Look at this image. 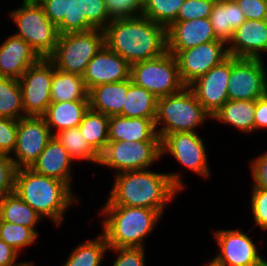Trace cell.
<instances>
[{"label": "cell", "mask_w": 267, "mask_h": 266, "mask_svg": "<svg viewBox=\"0 0 267 266\" xmlns=\"http://www.w3.org/2000/svg\"><path fill=\"white\" fill-rule=\"evenodd\" d=\"M115 175L113 188L104 206L146 207L163 215L166 204L185 187L180 172L167 174L145 169Z\"/></svg>", "instance_id": "1"}, {"label": "cell", "mask_w": 267, "mask_h": 266, "mask_svg": "<svg viewBox=\"0 0 267 266\" xmlns=\"http://www.w3.org/2000/svg\"><path fill=\"white\" fill-rule=\"evenodd\" d=\"M103 30L105 45L130 65L167 51L166 28L143 15L112 19Z\"/></svg>", "instance_id": "2"}, {"label": "cell", "mask_w": 267, "mask_h": 266, "mask_svg": "<svg viewBox=\"0 0 267 266\" xmlns=\"http://www.w3.org/2000/svg\"><path fill=\"white\" fill-rule=\"evenodd\" d=\"M72 191L56 178L38 174L30 168L16 169L14 192L42 218L52 219L56 226L64 220L69 206L79 201Z\"/></svg>", "instance_id": "3"}, {"label": "cell", "mask_w": 267, "mask_h": 266, "mask_svg": "<svg viewBox=\"0 0 267 266\" xmlns=\"http://www.w3.org/2000/svg\"><path fill=\"white\" fill-rule=\"evenodd\" d=\"M103 235L109 248L145 247L144 239L154 230L162 214L152 208L103 206Z\"/></svg>", "instance_id": "4"}, {"label": "cell", "mask_w": 267, "mask_h": 266, "mask_svg": "<svg viewBox=\"0 0 267 266\" xmlns=\"http://www.w3.org/2000/svg\"><path fill=\"white\" fill-rule=\"evenodd\" d=\"M208 118L211 120L212 116L197 100L189 86L177 93L158 98L155 126L160 138L176 132H196L195 128Z\"/></svg>", "instance_id": "5"}, {"label": "cell", "mask_w": 267, "mask_h": 266, "mask_svg": "<svg viewBox=\"0 0 267 266\" xmlns=\"http://www.w3.org/2000/svg\"><path fill=\"white\" fill-rule=\"evenodd\" d=\"M9 16L17 26L16 36L25 40L40 58H49L55 51L59 33L37 0H23L20 8Z\"/></svg>", "instance_id": "6"}, {"label": "cell", "mask_w": 267, "mask_h": 266, "mask_svg": "<svg viewBox=\"0 0 267 266\" xmlns=\"http://www.w3.org/2000/svg\"><path fill=\"white\" fill-rule=\"evenodd\" d=\"M104 45L103 29L61 34L49 59L55 68L82 76L88 63Z\"/></svg>", "instance_id": "7"}, {"label": "cell", "mask_w": 267, "mask_h": 266, "mask_svg": "<svg viewBox=\"0 0 267 266\" xmlns=\"http://www.w3.org/2000/svg\"><path fill=\"white\" fill-rule=\"evenodd\" d=\"M132 82L158 98L181 91L182 82L175 55L166 51L159 57L131 64Z\"/></svg>", "instance_id": "8"}, {"label": "cell", "mask_w": 267, "mask_h": 266, "mask_svg": "<svg viewBox=\"0 0 267 266\" xmlns=\"http://www.w3.org/2000/svg\"><path fill=\"white\" fill-rule=\"evenodd\" d=\"M161 156V141L108 142L99 165L115 169L116 174L149 169Z\"/></svg>", "instance_id": "9"}, {"label": "cell", "mask_w": 267, "mask_h": 266, "mask_svg": "<svg viewBox=\"0 0 267 266\" xmlns=\"http://www.w3.org/2000/svg\"><path fill=\"white\" fill-rule=\"evenodd\" d=\"M55 66L49 58H40L18 79L26 116H42L51 103V84Z\"/></svg>", "instance_id": "10"}, {"label": "cell", "mask_w": 267, "mask_h": 266, "mask_svg": "<svg viewBox=\"0 0 267 266\" xmlns=\"http://www.w3.org/2000/svg\"><path fill=\"white\" fill-rule=\"evenodd\" d=\"M263 60L231 56L227 86L229 100H257L267 94V72Z\"/></svg>", "instance_id": "11"}, {"label": "cell", "mask_w": 267, "mask_h": 266, "mask_svg": "<svg viewBox=\"0 0 267 266\" xmlns=\"http://www.w3.org/2000/svg\"><path fill=\"white\" fill-rule=\"evenodd\" d=\"M54 137L42 116H26L18 120L16 146L11 156L16 169L30 168Z\"/></svg>", "instance_id": "12"}, {"label": "cell", "mask_w": 267, "mask_h": 266, "mask_svg": "<svg viewBox=\"0 0 267 266\" xmlns=\"http://www.w3.org/2000/svg\"><path fill=\"white\" fill-rule=\"evenodd\" d=\"M214 237L220 248L211 260L218 266H267L260 256L256 244L239 229L217 230Z\"/></svg>", "instance_id": "13"}, {"label": "cell", "mask_w": 267, "mask_h": 266, "mask_svg": "<svg viewBox=\"0 0 267 266\" xmlns=\"http://www.w3.org/2000/svg\"><path fill=\"white\" fill-rule=\"evenodd\" d=\"M171 154L181 165L208 178L210 171L203 139L196 132H176L161 138V156Z\"/></svg>", "instance_id": "14"}, {"label": "cell", "mask_w": 267, "mask_h": 266, "mask_svg": "<svg viewBox=\"0 0 267 266\" xmlns=\"http://www.w3.org/2000/svg\"><path fill=\"white\" fill-rule=\"evenodd\" d=\"M228 56L227 44L221 40H215L182 50L175 57L181 80L189 86Z\"/></svg>", "instance_id": "15"}, {"label": "cell", "mask_w": 267, "mask_h": 266, "mask_svg": "<svg viewBox=\"0 0 267 266\" xmlns=\"http://www.w3.org/2000/svg\"><path fill=\"white\" fill-rule=\"evenodd\" d=\"M231 75V56L197 78L189 87L204 109L213 116L228 101L227 86Z\"/></svg>", "instance_id": "16"}, {"label": "cell", "mask_w": 267, "mask_h": 266, "mask_svg": "<svg viewBox=\"0 0 267 266\" xmlns=\"http://www.w3.org/2000/svg\"><path fill=\"white\" fill-rule=\"evenodd\" d=\"M130 72L131 65L104 45L88 63L82 77L89 91L94 86L129 79Z\"/></svg>", "instance_id": "17"}, {"label": "cell", "mask_w": 267, "mask_h": 266, "mask_svg": "<svg viewBox=\"0 0 267 266\" xmlns=\"http://www.w3.org/2000/svg\"><path fill=\"white\" fill-rule=\"evenodd\" d=\"M167 51L177 55L203 43L218 40L210 18L176 21L166 29Z\"/></svg>", "instance_id": "18"}, {"label": "cell", "mask_w": 267, "mask_h": 266, "mask_svg": "<svg viewBox=\"0 0 267 266\" xmlns=\"http://www.w3.org/2000/svg\"><path fill=\"white\" fill-rule=\"evenodd\" d=\"M227 51L236 58L262 59L267 52V20H245L234 30Z\"/></svg>", "instance_id": "19"}, {"label": "cell", "mask_w": 267, "mask_h": 266, "mask_svg": "<svg viewBox=\"0 0 267 266\" xmlns=\"http://www.w3.org/2000/svg\"><path fill=\"white\" fill-rule=\"evenodd\" d=\"M40 57L31 46L15 34L0 45V77L19 79Z\"/></svg>", "instance_id": "20"}, {"label": "cell", "mask_w": 267, "mask_h": 266, "mask_svg": "<svg viewBox=\"0 0 267 266\" xmlns=\"http://www.w3.org/2000/svg\"><path fill=\"white\" fill-rule=\"evenodd\" d=\"M73 161L69 152L53 137L30 169L38 174L65 182L71 188Z\"/></svg>", "instance_id": "21"}, {"label": "cell", "mask_w": 267, "mask_h": 266, "mask_svg": "<svg viewBox=\"0 0 267 266\" xmlns=\"http://www.w3.org/2000/svg\"><path fill=\"white\" fill-rule=\"evenodd\" d=\"M113 141H161V138L155 120L113 115L109 116V142Z\"/></svg>", "instance_id": "22"}, {"label": "cell", "mask_w": 267, "mask_h": 266, "mask_svg": "<svg viewBox=\"0 0 267 266\" xmlns=\"http://www.w3.org/2000/svg\"><path fill=\"white\" fill-rule=\"evenodd\" d=\"M128 89L129 79L94 86L88 92L90 109L107 116L119 115Z\"/></svg>", "instance_id": "23"}, {"label": "cell", "mask_w": 267, "mask_h": 266, "mask_svg": "<svg viewBox=\"0 0 267 266\" xmlns=\"http://www.w3.org/2000/svg\"><path fill=\"white\" fill-rule=\"evenodd\" d=\"M89 108V100L51 102L42 117L55 135L61 130L78 127Z\"/></svg>", "instance_id": "24"}, {"label": "cell", "mask_w": 267, "mask_h": 266, "mask_svg": "<svg viewBox=\"0 0 267 266\" xmlns=\"http://www.w3.org/2000/svg\"><path fill=\"white\" fill-rule=\"evenodd\" d=\"M245 20L246 18L235 0L215 1L210 14V21L218 40L227 44L233 36L234 30Z\"/></svg>", "instance_id": "25"}, {"label": "cell", "mask_w": 267, "mask_h": 266, "mask_svg": "<svg viewBox=\"0 0 267 266\" xmlns=\"http://www.w3.org/2000/svg\"><path fill=\"white\" fill-rule=\"evenodd\" d=\"M255 108L256 100H228L214 113L212 119L236 127L244 133H252Z\"/></svg>", "instance_id": "26"}, {"label": "cell", "mask_w": 267, "mask_h": 266, "mask_svg": "<svg viewBox=\"0 0 267 266\" xmlns=\"http://www.w3.org/2000/svg\"><path fill=\"white\" fill-rule=\"evenodd\" d=\"M157 105L158 97L145 88L136 86L130 77L128 93L125 97L123 110L119 115L127 118L155 120Z\"/></svg>", "instance_id": "27"}, {"label": "cell", "mask_w": 267, "mask_h": 266, "mask_svg": "<svg viewBox=\"0 0 267 266\" xmlns=\"http://www.w3.org/2000/svg\"><path fill=\"white\" fill-rule=\"evenodd\" d=\"M0 219L13 224L30 227L37 235V223L43 219L31 206L26 204L15 192L0 198Z\"/></svg>", "instance_id": "28"}, {"label": "cell", "mask_w": 267, "mask_h": 266, "mask_svg": "<svg viewBox=\"0 0 267 266\" xmlns=\"http://www.w3.org/2000/svg\"><path fill=\"white\" fill-rule=\"evenodd\" d=\"M88 92L81 75L67 73L57 68L53 71L51 102L89 100Z\"/></svg>", "instance_id": "29"}, {"label": "cell", "mask_w": 267, "mask_h": 266, "mask_svg": "<svg viewBox=\"0 0 267 266\" xmlns=\"http://www.w3.org/2000/svg\"><path fill=\"white\" fill-rule=\"evenodd\" d=\"M78 128L88 144L101 155L109 142V116L89 108Z\"/></svg>", "instance_id": "30"}, {"label": "cell", "mask_w": 267, "mask_h": 266, "mask_svg": "<svg viewBox=\"0 0 267 266\" xmlns=\"http://www.w3.org/2000/svg\"><path fill=\"white\" fill-rule=\"evenodd\" d=\"M108 250L109 246L101 233L97 238L77 245L63 266H101Z\"/></svg>", "instance_id": "31"}, {"label": "cell", "mask_w": 267, "mask_h": 266, "mask_svg": "<svg viewBox=\"0 0 267 266\" xmlns=\"http://www.w3.org/2000/svg\"><path fill=\"white\" fill-rule=\"evenodd\" d=\"M0 117L14 120L26 117L18 79L0 77Z\"/></svg>", "instance_id": "32"}, {"label": "cell", "mask_w": 267, "mask_h": 266, "mask_svg": "<svg viewBox=\"0 0 267 266\" xmlns=\"http://www.w3.org/2000/svg\"><path fill=\"white\" fill-rule=\"evenodd\" d=\"M54 137L69 152L73 160H88L99 164L100 155L88 144L78 127L61 130Z\"/></svg>", "instance_id": "33"}, {"label": "cell", "mask_w": 267, "mask_h": 266, "mask_svg": "<svg viewBox=\"0 0 267 266\" xmlns=\"http://www.w3.org/2000/svg\"><path fill=\"white\" fill-rule=\"evenodd\" d=\"M185 0H143L142 15L166 29L177 21L181 5Z\"/></svg>", "instance_id": "34"}, {"label": "cell", "mask_w": 267, "mask_h": 266, "mask_svg": "<svg viewBox=\"0 0 267 266\" xmlns=\"http://www.w3.org/2000/svg\"><path fill=\"white\" fill-rule=\"evenodd\" d=\"M39 238L30 228L19 224H13L0 219V239L12 246L19 253L20 250L31 245Z\"/></svg>", "instance_id": "35"}, {"label": "cell", "mask_w": 267, "mask_h": 266, "mask_svg": "<svg viewBox=\"0 0 267 266\" xmlns=\"http://www.w3.org/2000/svg\"><path fill=\"white\" fill-rule=\"evenodd\" d=\"M80 6L81 17H86L95 28L104 29L112 20L104 0H80Z\"/></svg>", "instance_id": "36"}, {"label": "cell", "mask_w": 267, "mask_h": 266, "mask_svg": "<svg viewBox=\"0 0 267 266\" xmlns=\"http://www.w3.org/2000/svg\"><path fill=\"white\" fill-rule=\"evenodd\" d=\"M95 29L86 19L81 17L80 0H70L69 20H63L58 26L59 35L71 32H85Z\"/></svg>", "instance_id": "37"}, {"label": "cell", "mask_w": 267, "mask_h": 266, "mask_svg": "<svg viewBox=\"0 0 267 266\" xmlns=\"http://www.w3.org/2000/svg\"><path fill=\"white\" fill-rule=\"evenodd\" d=\"M216 0H185L181 5L177 21L210 18Z\"/></svg>", "instance_id": "38"}, {"label": "cell", "mask_w": 267, "mask_h": 266, "mask_svg": "<svg viewBox=\"0 0 267 266\" xmlns=\"http://www.w3.org/2000/svg\"><path fill=\"white\" fill-rule=\"evenodd\" d=\"M112 19L142 16L143 0H104Z\"/></svg>", "instance_id": "39"}, {"label": "cell", "mask_w": 267, "mask_h": 266, "mask_svg": "<svg viewBox=\"0 0 267 266\" xmlns=\"http://www.w3.org/2000/svg\"><path fill=\"white\" fill-rule=\"evenodd\" d=\"M251 212L255 225L267 230V190L253 187Z\"/></svg>", "instance_id": "40"}, {"label": "cell", "mask_w": 267, "mask_h": 266, "mask_svg": "<svg viewBox=\"0 0 267 266\" xmlns=\"http://www.w3.org/2000/svg\"><path fill=\"white\" fill-rule=\"evenodd\" d=\"M116 253L112 266H145V247L109 248Z\"/></svg>", "instance_id": "41"}, {"label": "cell", "mask_w": 267, "mask_h": 266, "mask_svg": "<svg viewBox=\"0 0 267 266\" xmlns=\"http://www.w3.org/2000/svg\"><path fill=\"white\" fill-rule=\"evenodd\" d=\"M16 167L11 155L0 152V198L14 192Z\"/></svg>", "instance_id": "42"}, {"label": "cell", "mask_w": 267, "mask_h": 266, "mask_svg": "<svg viewBox=\"0 0 267 266\" xmlns=\"http://www.w3.org/2000/svg\"><path fill=\"white\" fill-rule=\"evenodd\" d=\"M18 120L0 117V152L13 154L16 146Z\"/></svg>", "instance_id": "43"}, {"label": "cell", "mask_w": 267, "mask_h": 266, "mask_svg": "<svg viewBox=\"0 0 267 266\" xmlns=\"http://www.w3.org/2000/svg\"><path fill=\"white\" fill-rule=\"evenodd\" d=\"M48 19L57 27L63 20H69L70 0H37Z\"/></svg>", "instance_id": "44"}, {"label": "cell", "mask_w": 267, "mask_h": 266, "mask_svg": "<svg viewBox=\"0 0 267 266\" xmlns=\"http://www.w3.org/2000/svg\"><path fill=\"white\" fill-rule=\"evenodd\" d=\"M246 20H267V0H235Z\"/></svg>", "instance_id": "45"}, {"label": "cell", "mask_w": 267, "mask_h": 266, "mask_svg": "<svg viewBox=\"0 0 267 266\" xmlns=\"http://www.w3.org/2000/svg\"><path fill=\"white\" fill-rule=\"evenodd\" d=\"M251 175L253 178V186L267 190V152L255 157L251 162Z\"/></svg>", "instance_id": "46"}, {"label": "cell", "mask_w": 267, "mask_h": 266, "mask_svg": "<svg viewBox=\"0 0 267 266\" xmlns=\"http://www.w3.org/2000/svg\"><path fill=\"white\" fill-rule=\"evenodd\" d=\"M19 252L0 239V266H23L26 262L17 263Z\"/></svg>", "instance_id": "47"}, {"label": "cell", "mask_w": 267, "mask_h": 266, "mask_svg": "<svg viewBox=\"0 0 267 266\" xmlns=\"http://www.w3.org/2000/svg\"><path fill=\"white\" fill-rule=\"evenodd\" d=\"M254 131L267 129V94L256 100Z\"/></svg>", "instance_id": "48"}, {"label": "cell", "mask_w": 267, "mask_h": 266, "mask_svg": "<svg viewBox=\"0 0 267 266\" xmlns=\"http://www.w3.org/2000/svg\"><path fill=\"white\" fill-rule=\"evenodd\" d=\"M203 266H218L216 265L215 263H213L212 261H210V263H207V264H203Z\"/></svg>", "instance_id": "49"}, {"label": "cell", "mask_w": 267, "mask_h": 266, "mask_svg": "<svg viewBox=\"0 0 267 266\" xmlns=\"http://www.w3.org/2000/svg\"><path fill=\"white\" fill-rule=\"evenodd\" d=\"M23 266H34V264L32 262H26Z\"/></svg>", "instance_id": "50"}]
</instances>
